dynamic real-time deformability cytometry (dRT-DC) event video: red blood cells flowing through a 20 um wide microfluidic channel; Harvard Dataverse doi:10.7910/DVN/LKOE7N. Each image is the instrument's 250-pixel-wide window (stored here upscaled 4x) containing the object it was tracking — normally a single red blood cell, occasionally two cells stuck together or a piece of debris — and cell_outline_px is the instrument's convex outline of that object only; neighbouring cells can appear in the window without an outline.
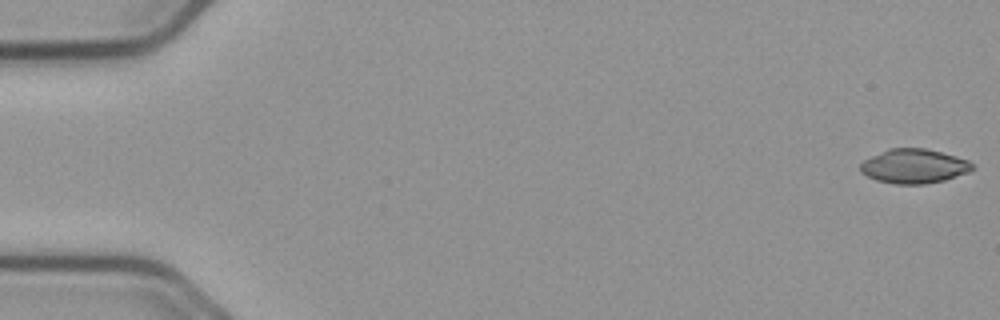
{"species": "common noctule bat (a hibernating species)", "species_latin": "Nyctalus noctula", "temperature_condition": "cold", "stored_images_in_passage": 5, "camera_frame_rate_fps": 3000, "um_per_image_px": 0.085, "animal": {"sex": "male", "body_mass_g": 23.1, "forearm_length_mm": 52.7}, "frame": {"image": 1, "passage_image": 1, "time_ms": 0.0, "image_size_px": [1000, 320], "cell_outline_px": [[976, 168], [968, 172], [944, 180], [924, 184], [896, 184], [876, 180], [860, 172], [860, 164], [864, 160], [888, 148], [924, 148], [956, 156], [968, 160]], "centroid_in_image_um": [77.68, 14.12], "position_along_channel_um": 7.3, "area_um2": 22.31}}